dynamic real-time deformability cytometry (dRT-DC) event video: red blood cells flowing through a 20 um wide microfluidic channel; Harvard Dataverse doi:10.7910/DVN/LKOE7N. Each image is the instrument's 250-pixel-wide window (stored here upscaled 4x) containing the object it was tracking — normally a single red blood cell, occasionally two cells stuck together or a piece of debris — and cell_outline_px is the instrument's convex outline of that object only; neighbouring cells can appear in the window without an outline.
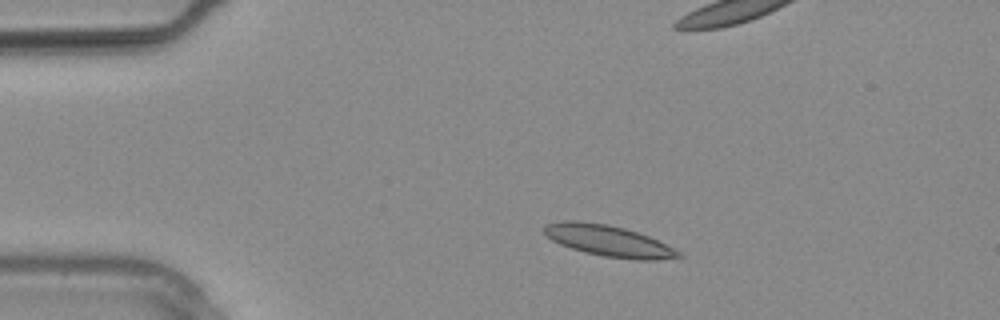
{"species": "common noctule bat (a hibernating species)", "species_latin": "Nyctalus noctula", "temperature_condition": "warm", "stored_images_in_passage": 13, "camera_frame_rate_fps": 3000, "um_per_image_px": 0.085, "animal": {"sex": "male", "body_mass_g": 20.4}, "frame": {"image": 1, "passage_image": 4, "time_ms": 1.0, "image_size_px": [1000, 320], "cell_outline_px": [[684, 256], [656, 260], [632, 260], [604, 256], [584, 252], [560, 244], [552, 240], [544, 232], [544, 224], [560, 220], [580, 220], [608, 224], [624, 228], [648, 236], [680, 252]], "centroid_in_image_um": [51.68, 20.46], "position_along_channel_um": 33.3, "area_um2": 24.33}}